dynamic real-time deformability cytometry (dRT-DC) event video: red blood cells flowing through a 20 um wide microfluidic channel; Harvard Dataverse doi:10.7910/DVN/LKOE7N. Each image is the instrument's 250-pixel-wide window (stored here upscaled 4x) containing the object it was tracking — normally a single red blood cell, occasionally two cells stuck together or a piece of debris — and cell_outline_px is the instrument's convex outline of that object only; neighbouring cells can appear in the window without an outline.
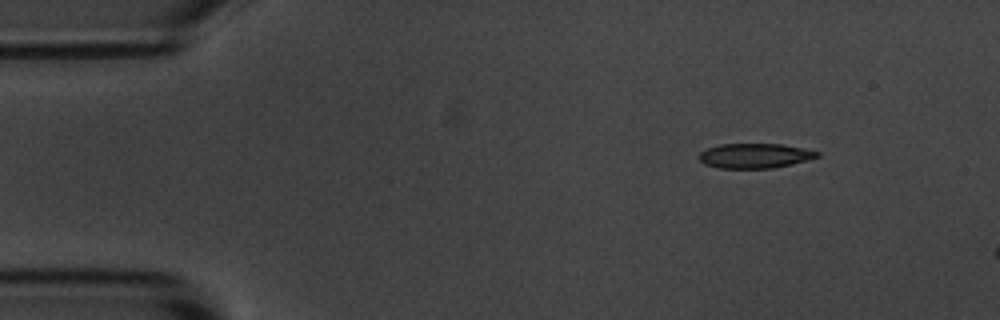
{"species": "common noctule bat (a hibernating species)", "species_latin": "Nyctalus noctula", "temperature_condition": "room temperature", "stored_images_in_passage": 4, "camera_frame_rate_fps": 3000, "um_per_image_px": 0.085, "animal": {"sex": "male", "body_mass_g": 20.1, "forearm_length_mm": 53.5}, "frame": {"image": 1, "passage_image": 1, "time_ms": 0.0, "image_size_px": [1000, 320], "cell_outline_px": [[820, 156], [772, 168], [720, 168], [704, 164], [696, 156], [700, 152], [708, 148], [720, 144], [780, 144], [820, 152]], "centroid_in_image_um": [64.08, 13.23], "position_along_channel_um": 20.9, "area_um2": 16.76}}